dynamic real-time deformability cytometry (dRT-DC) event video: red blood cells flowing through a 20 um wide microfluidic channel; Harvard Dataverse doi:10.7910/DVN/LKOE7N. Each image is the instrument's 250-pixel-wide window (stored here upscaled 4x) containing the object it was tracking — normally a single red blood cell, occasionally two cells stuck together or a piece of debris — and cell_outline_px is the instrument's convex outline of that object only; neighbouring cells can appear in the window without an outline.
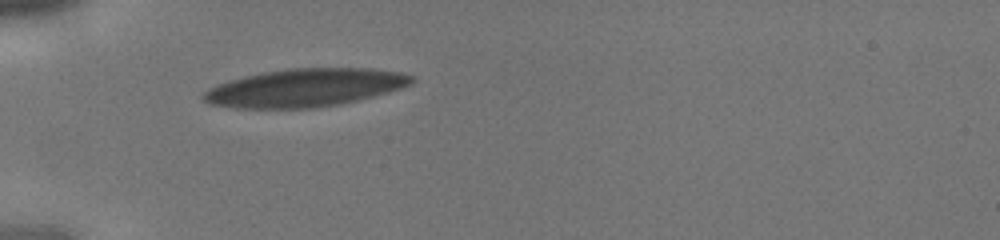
{"species": "human", "species_latin": "Homo sapiens", "temperature_condition": "cold", "stored_images_in_passage": 29, "camera_frame_rate_fps": 3000, "um_per_image_px": 0.085, "donor": {"sex": "male"}, "frame": {"image": 1, "passage_image": 1, "time_ms": 0.0, "image_size_px": [1000, 240], "cell_outline_px": [[416, 80], [412, 84], [388, 92], [340, 104], [316, 108], [232, 108], [208, 104], [200, 96], [208, 88], [216, 84], [244, 76], [264, 72], [288, 68], [372, 68], [400, 72], [416, 76]], "centroid_in_image_um": [25.91, 7.46], "position_along_channel_um": 59.1, "area_um2": 46.41}}
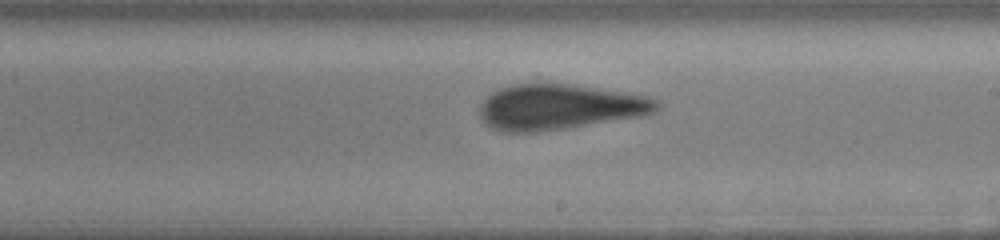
{"frame": {"image": 2, "passage_image": 13, "time_ms": 4.0, "image_size_px": [1000, 240], "cell_outline_px": [[660, 108], [644, 116], [564, 128], [536, 132], [500, 132], [492, 128], [480, 116], [480, 104], [492, 92], [500, 88], [516, 84], [568, 84], [624, 92], [648, 96], [660, 100]], "centroid_in_image_um": [47.58, 9.1], "position_along_channel_um": 241.4, "area_um2": 46.59}}
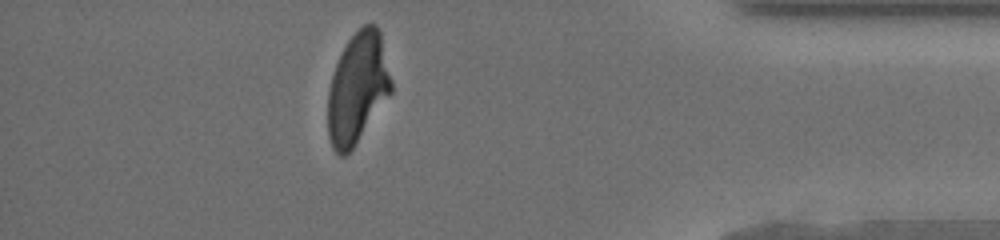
{"frame": {"image": 3, "passage_image": 25, "time_ms": 8.0, "image_size_px": [1000, 240], "cell_outline_px": [[392, 92], [352, 148], [344, 156], [340, 156], [332, 148], [328, 136], [328, 92], [332, 76], [336, 64], [348, 40], [364, 24], [376, 24], [380, 32], [392, 80]], "centroid_in_image_um": [30.39, 7.49], "position_along_channel_um": 404.8, "area_um2": 40.46}}